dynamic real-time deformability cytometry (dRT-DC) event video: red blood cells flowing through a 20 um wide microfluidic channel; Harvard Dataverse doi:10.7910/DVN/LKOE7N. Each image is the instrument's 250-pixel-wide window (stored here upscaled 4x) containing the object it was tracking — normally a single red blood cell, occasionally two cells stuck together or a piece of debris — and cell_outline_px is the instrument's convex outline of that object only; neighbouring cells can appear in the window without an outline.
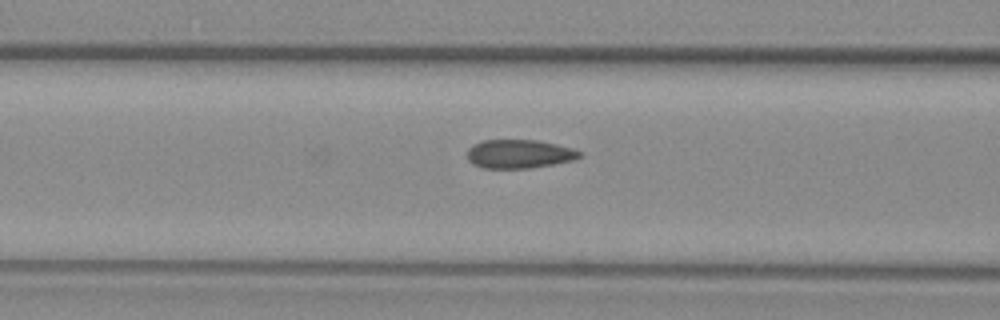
{"species": "common noctule bat (a hibernating species)", "species_latin": "Nyctalus noctula", "temperature_condition": "warm", "stored_images_in_passage": 30, "camera_frame_rate_fps": 3000, "um_per_image_px": 0.085, "animal": {"sex": "female", "body_mass_g": 29.2, "forearm_length_mm": 56.3}, "frame": {"image": 1, "passage_image": 5, "time_ms": 1.333, "image_size_px": [1000, 320], "cell_outline_px": [[584, 156], [576, 160], [528, 168], [480, 168], [472, 164], [468, 160], [468, 148], [472, 144], [484, 140], [540, 140], [572, 148], [584, 152]], "centroid_in_image_um": [44.16, 13.08], "position_along_channel_um": 122.4, "area_um2": 19.07}}
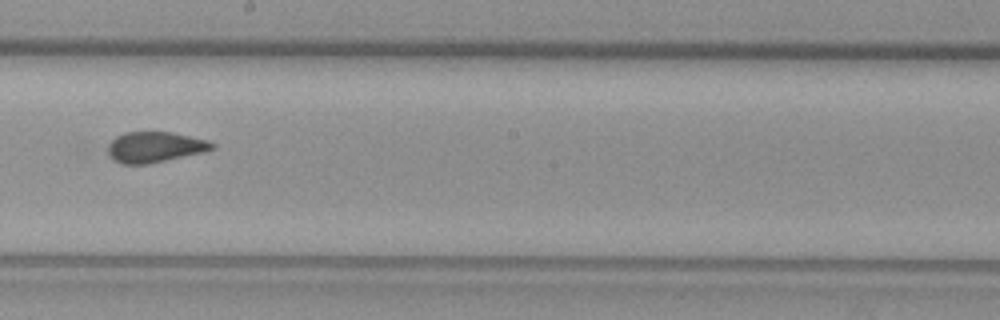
{"frame": {"image": 2, "passage_image": 14, "time_ms": 4.333, "image_size_px": [1000, 320], "cell_outline_px": [[216, 148], [200, 152], [148, 164], [120, 164], [112, 160], [108, 156], [108, 144], [116, 136], [124, 132], [172, 132], [208, 140], [216, 144]], "centroid_in_image_um": [13.12, 12.5], "position_along_channel_um": 235.1, "area_um2": 18.61}}
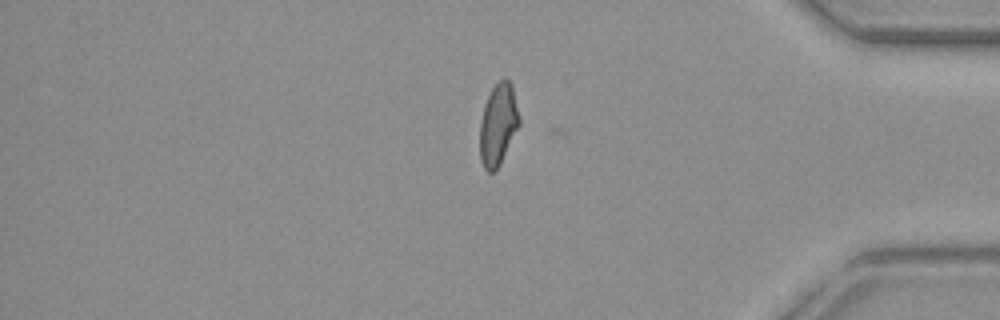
{"frame": {"image": 3, "passage_image": 29, "time_ms": 9.333, "image_size_px": [1000, 320], "cell_outline_px": [[520, 124], [500, 164], [492, 172], [488, 172], [484, 168], [480, 160], [480, 120], [488, 96], [492, 88], [500, 80], [508, 80], [512, 84], [520, 120]], "centroid_in_image_um": [42.34, 10.6], "position_along_channel_um": 392.9, "area_um2": 18.5}}